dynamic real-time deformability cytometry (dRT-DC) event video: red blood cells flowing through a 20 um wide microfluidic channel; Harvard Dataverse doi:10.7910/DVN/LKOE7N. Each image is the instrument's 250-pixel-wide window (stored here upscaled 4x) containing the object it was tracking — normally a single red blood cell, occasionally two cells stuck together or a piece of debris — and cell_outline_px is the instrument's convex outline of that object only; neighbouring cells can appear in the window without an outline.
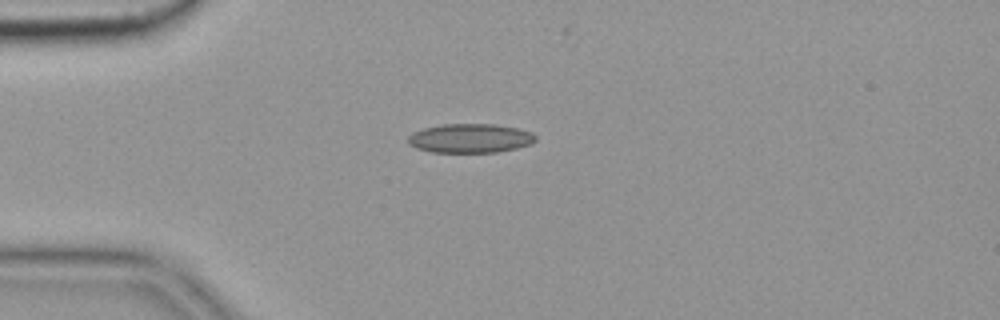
{"species": "common noctule bat (a hibernating species)", "species_latin": "Nyctalus noctula", "temperature_condition": "cold", "stored_images_in_passage": 4, "camera_frame_rate_fps": 3000, "um_per_image_px": 0.085, "animal": {"sex": "female", "body_mass_g": 19.9}, "frame": {"image": 1, "passage_image": 2, "time_ms": 0.333, "image_size_px": [1000, 320], "cell_outline_px": [[536, 140], [532, 144], [516, 148], [496, 152], [432, 152], [416, 148], [408, 144], [408, 136], [412, 132], [424, 128], [444, 124], [496, 124], [516, 128], [532, 132], [536, 136]], "centroid_in_image_um": [39.96, 11.75], "position_along_channel_um": 45.0, "area_um2": 21.68}}